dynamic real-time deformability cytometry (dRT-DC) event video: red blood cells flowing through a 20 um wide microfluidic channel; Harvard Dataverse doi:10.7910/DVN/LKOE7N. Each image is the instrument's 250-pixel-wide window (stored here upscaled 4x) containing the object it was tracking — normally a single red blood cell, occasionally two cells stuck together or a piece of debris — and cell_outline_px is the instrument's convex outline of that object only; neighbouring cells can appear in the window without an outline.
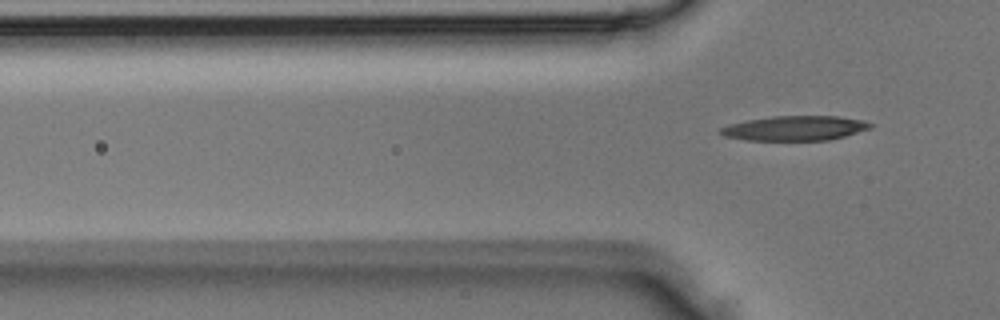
{"species": "Egyptian fruit bat (a non-hibernating species)", "species_latin": "Rousettus aegyptiacus", "temperature_condition": "room temperature", "stored_images_in_passage": 4, "camera_frame_rate_fps": 3000, "um_per_image_px": 0.085, "animal": {"sex": "male"}, "frame": {"image": 1, "passage_image": 4, "time_ms": 1.0, "image_size_px": [1000, 320], "cell_outline_px": [[872, 128], [844, 136], [828, 140], [744, 140], [724, 136], [720, 132], [720, 128], [732, 124], [748, 120], [776, 116], [836, 116], [864, 120], [872, 124]], "centroid_in_image_um": [67.6, 10.9], "position_along_channel_um": 58.2, "area_um2": 21.33}}